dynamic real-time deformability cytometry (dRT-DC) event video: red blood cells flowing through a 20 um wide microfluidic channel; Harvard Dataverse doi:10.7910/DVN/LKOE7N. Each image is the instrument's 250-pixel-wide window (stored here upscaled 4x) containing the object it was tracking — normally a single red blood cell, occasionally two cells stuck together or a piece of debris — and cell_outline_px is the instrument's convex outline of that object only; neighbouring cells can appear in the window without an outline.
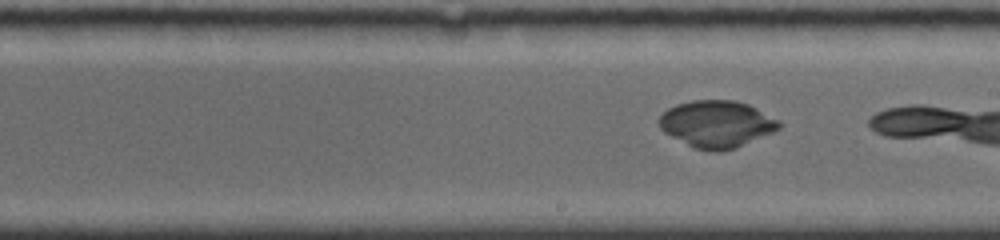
{"species": "common noctule bat (a hibernating species)", "species_latin": "Nyctalus noctula", "temperature_condition": "room temperature", "stored_images_in_passage": 24, "camera_frame_rate_fps": 4000, "um_per_image_px": 0.085, "animal": {"sex": "female", "body_mass_g": 19.0, "forearm_length_mm": 56.7}, "frame": {"image": 1, "passage_image": 21, "time_ms": 4.0, "image_size_px": [1000, 240], "cell_outline_px": [[784, 124], [780, 128], [772, 132], [736, 148], [720, 152], [712, 152], [696, 148], [664, 132], [660, 128], [660, 116], [668, 108], [676, 104], [692, 100], [736, 100], [748, 104], [780, 120]], "centroid_in_image_um": [60.95, 10.53], "position_along_channel_um": 228.0, "area_um2": 32.71}}